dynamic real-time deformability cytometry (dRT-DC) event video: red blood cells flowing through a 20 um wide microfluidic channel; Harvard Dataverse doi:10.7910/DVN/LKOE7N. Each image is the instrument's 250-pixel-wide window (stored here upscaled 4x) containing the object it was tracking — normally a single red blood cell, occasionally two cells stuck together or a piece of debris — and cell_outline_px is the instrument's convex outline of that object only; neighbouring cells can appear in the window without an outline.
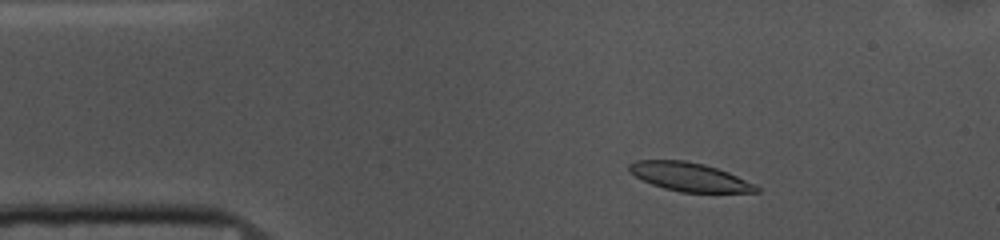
{"species": "common noctule bat (a hibernating species)", "species_latin": "Nyctalus noctula", "temperature_condition": "cold", "stored_images_in_passage": 51, "camera_frame_rate_fps": 3000, "um_per_image_px": 0.085, "animal": {"sex": "female", "body_mass_g": 10.0, "forearm_length_mm": 53.1}, "frame": {"image": 1, "passage_image": 6, "time_ms": 1.667, "image_size_px": [1000, 240], "cell_outline_px": [[760, 192], [680, 192], [664, 188], [652, 184], [628, 172], [628, 164], [636, 160], [684, 160], [704, 164], [728, 172], [756, 184], [760, 188]], "centroid_in_image_um": [58.61, 15.03], "position_along_channel_um": 26.4, "area_um2": 21.15}}
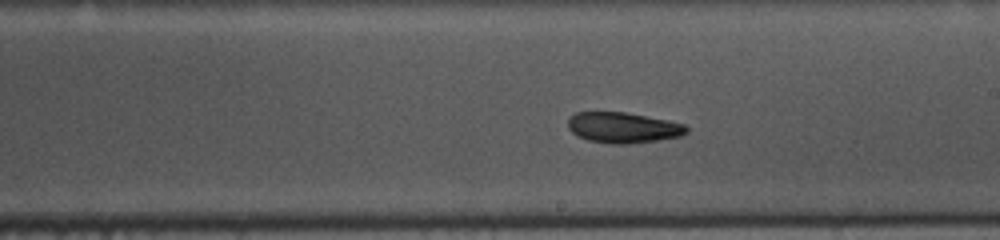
{"frame": {"image": 2, "passage_image": 27, "time_ms": 8.667, "image_size_px": [1000, 240], "cell_outline_px": [[688, 132], [680, 136], [656, 140], [628, 144], [612, 144], [588, 140], [576, 136], [568, 128], [568, 120], [576, 112], [624, 112], [668, 120], [684, 124], [688, 128]], "centroid_in_image_um": [52.95, 10.85], "position_along_channel_um": 236.1, "area_um2": 21.1}}
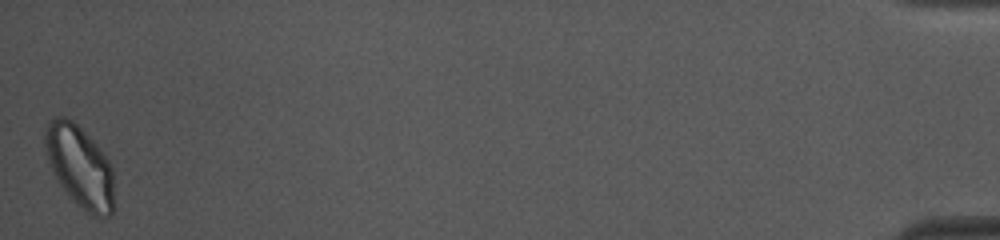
{"frame": {"image": 3, "passage_image": 51, "time_ms": 16.667, "image_size_px": [1000, 240], "cell_outline_px": [[112, 216], [92, 216], [84, 212], [68, 196], [52, 172], [44, 152], [44, 132], [48, 124], [56, 116], [64, 116], [72, 120], [104, 152], [112, 168]], "centroid_in_image_um": [6.74, 14.16], "position_along_channel_um": 428.5, "area_um2": 32.95}, "authors_computed_cell_mechanics": {"area_um2": 22.0796, "velocity_mm_per_s": 3.6609, "shape_relaxation_time_tau1_ms": 3.1354, "shape_relaxation_time_tau2_ms": 4.2833, "deformation_change_tau1": 0.0899, "deformation_change_tau2": 0.0939}}